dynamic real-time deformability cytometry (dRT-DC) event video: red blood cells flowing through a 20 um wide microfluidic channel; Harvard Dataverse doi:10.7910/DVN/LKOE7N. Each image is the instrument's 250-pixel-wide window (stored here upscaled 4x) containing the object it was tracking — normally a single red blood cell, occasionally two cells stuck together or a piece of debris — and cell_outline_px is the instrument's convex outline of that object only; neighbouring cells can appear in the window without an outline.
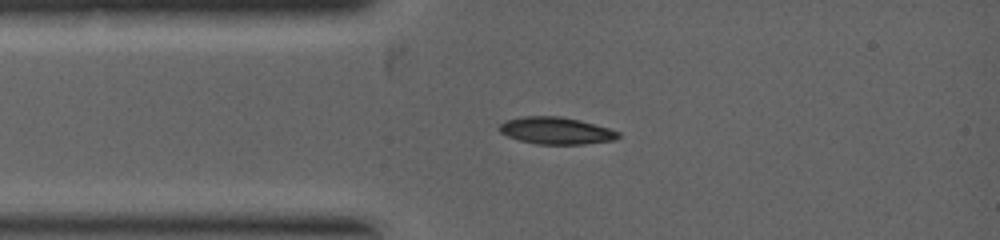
{"species": "common noctule bat (a hibernating species)", "species_latin": "Nyctalus noctula", "temperature_condition": "warm", "stored_images_in_passage": 2, "camera_frame_rate_fps": 5000, "um_per_image_px": 0.085, "animal": {"sex": "female", "body_mass_g": 19.0, "forearm_length_mm": 53.3}, "frame": {"image": 1, "passage_image": 2, "time_ms": 1.0, "image_size_px": [1000, 240], "cell_outline_px": [[620, 136], [616, 140], [584, 144], [536, 144], [520, 140], [508, 136], [500, 132], [496, 128], [504, 120], [520, 116], [560, 116], [580, 120], [608, 128], [620, 132]], "centroid_in_image_um": [47.24, 11.1], "position_along_channel_um": 37.8, "area_um2": 18.9}}